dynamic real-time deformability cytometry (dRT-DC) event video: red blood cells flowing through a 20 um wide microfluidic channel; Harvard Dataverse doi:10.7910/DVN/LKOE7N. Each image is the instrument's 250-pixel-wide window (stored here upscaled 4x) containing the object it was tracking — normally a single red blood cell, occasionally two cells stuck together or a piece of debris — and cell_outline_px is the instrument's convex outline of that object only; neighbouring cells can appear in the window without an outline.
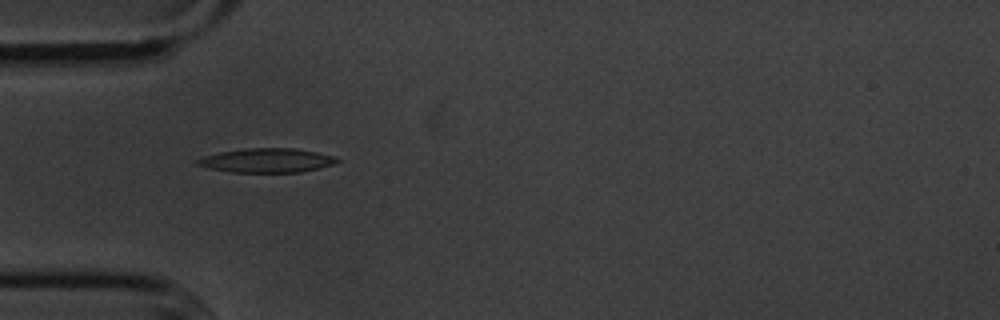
{"species": "common noctule bat (a hibernating species)", "species_latin": "Nyctalus noctula", "temperature_condition": "cold", "stored_images_in_passage": 1, "camera_frame_rate_fps": 3000, "um_per_image_px": 0.085, "animal": {"sex": "male", "body_mass_g": 20.1, "forearm_length_mm": 53.5}, "frame": {"image": 1, "passage_image": 1, "time_ms": 0.0, "image_size_px": [1000, 320], "cell_outline_px": [[340, 160], [332, 164], [300, 172], [232, 172], [208, 168], [196, 164], [196, 160], [204, 156], [220, 152], [244, 148], [292, 148], [316, 152], [336, 156]], "centroid_in_image_um": [22.65, 13.63], "position_along_channel_um": 62.3, "area_um2": 19.48}}